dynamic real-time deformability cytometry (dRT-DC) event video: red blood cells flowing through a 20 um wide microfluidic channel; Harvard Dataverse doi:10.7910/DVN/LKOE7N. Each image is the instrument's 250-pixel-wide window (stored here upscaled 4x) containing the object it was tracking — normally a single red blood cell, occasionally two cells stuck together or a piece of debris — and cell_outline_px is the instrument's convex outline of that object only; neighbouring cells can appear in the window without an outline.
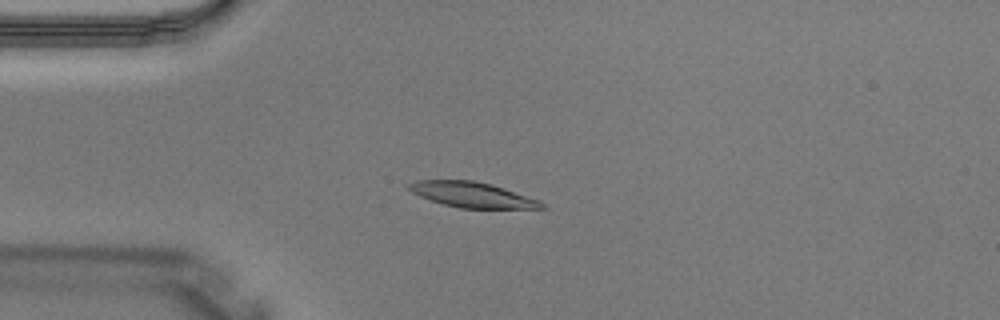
{"species": "Egyptian fruit bat (a non-hibernating species)", "species_latin": "Rousettus aegyptiacus", "temperature_condition": "warm", "stored_images_in_passage": 3, "camera_frame_rate_fps": 3000, "um_per_image_px": 0.085, "animal": {"sex": "male"}, "frame": {"image": 1, "passage_image": 3, "time_ms": 0.667, "image_size_px": [1000, 320], "cell_outline_px": [[548, 208], [460, 208], [444, 204], [420, 196], [412, 192], [408, 188], [408, 184], [416, 180], [472, 180], [492, 184], [540, 200]], "centroid_in_image_um": [40.16, 16.55], "position_along_channel_um": 44.8, "area_um2": 19.42}}